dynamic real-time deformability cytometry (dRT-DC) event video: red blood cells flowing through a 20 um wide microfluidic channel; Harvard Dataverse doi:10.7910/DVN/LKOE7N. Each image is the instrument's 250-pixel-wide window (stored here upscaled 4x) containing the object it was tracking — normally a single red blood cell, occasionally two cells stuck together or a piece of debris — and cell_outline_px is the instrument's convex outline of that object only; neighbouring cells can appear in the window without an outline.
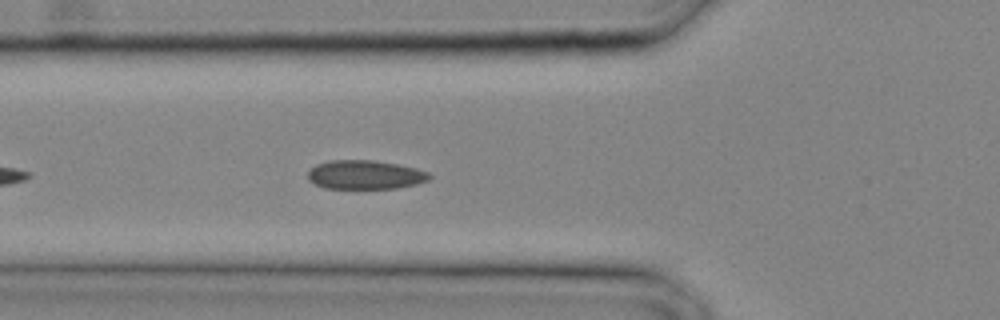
{"species": "common noctule bat (a hibernating species)", "species_latin": "Nyctalus noctula", "temperature_condition": "cold", "stored_images_in_passage": 11, "camera_frame_rate_fps": 3000, "um_per_image_px": 0.085, "animal": {"sex": "male", "body_mass_g": 20.4}, "frame": {"image": 1, "passage_image": 5, "time_ms": 1.333, "image_size_px": [1000, 320], "cell_outline_px": [[432, 176], [428, 180], [416, 184], [396, 188], [324, 188], [308, 180], [308, 172], [316, 164], [328, 160], [372, 160], [396, 164], [416, 168], [428, 172]], "centroid_in_image_um": [31.02, 14.85], "position_along_channel_um": 94.8, "area_um2": 20.4}}
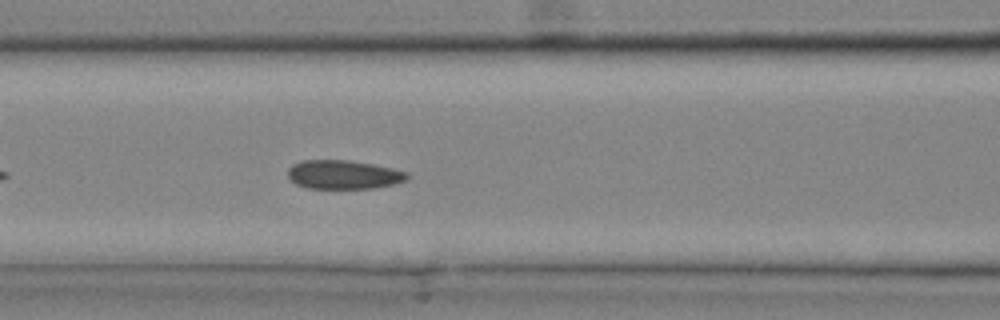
{"frame": {"image": 2, "passage_image": 7, "time_ms": 2.0, "image_size_px": [1000, 320], "cell_outline_px": [[408, 180], [392, 184], [372, 188], [308, 188], [296, 184], [288, 176], [288, 168], [292, 164], [300, 160], [348, 160], [372, 164], [392, 168], [408, 172]], "centroid_in_image_um": [29.18, 14.83], "position_along_channel_um": 137.4, "area_um2": 20.0}}